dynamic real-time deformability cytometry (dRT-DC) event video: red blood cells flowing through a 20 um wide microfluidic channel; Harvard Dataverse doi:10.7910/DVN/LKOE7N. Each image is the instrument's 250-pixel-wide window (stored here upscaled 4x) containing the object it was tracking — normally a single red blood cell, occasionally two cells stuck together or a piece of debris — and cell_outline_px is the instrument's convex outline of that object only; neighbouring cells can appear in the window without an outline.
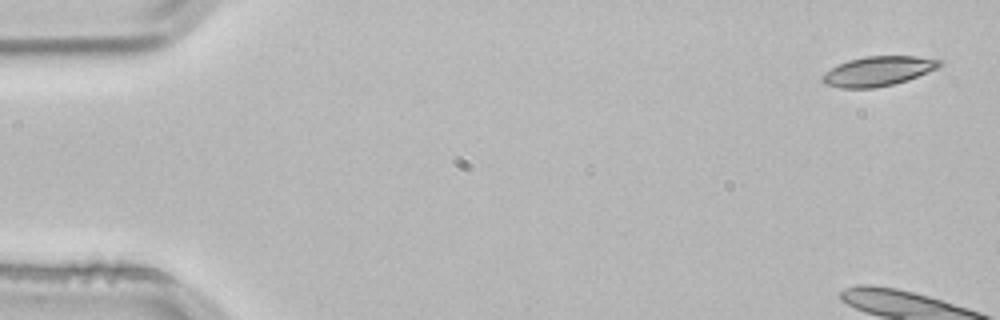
{"species": "common noctule bat (a hibernating species)", "species_latin": "Nyctalus noctula", "temperature_condition": "room temperature", "stored_images_in_passage": 4, "camera_frame_rate_fps": 3000, "um_per_image_px": 0.085, "animal": {"sex": "male", "body_mass_g": 21.5, "forearm_length_mm": 52.0}, "frame": {"image": 1, "passage_image": 1, "time_ms": 0.0, "image_size_px": [1000, 320], "cell_outline_px": [[944, 64], [936, 68], [908, 80], [876, 88], [840, 88], [824, 84], [820, 80], [820, 76], [824, 72], [848, 60], [864, 56], [916, 56], [944, 60]], "centroid_in_image_um": [74.62, 6.05], "position_along_channel_um": 10.4, "area_um2": 20.35}}